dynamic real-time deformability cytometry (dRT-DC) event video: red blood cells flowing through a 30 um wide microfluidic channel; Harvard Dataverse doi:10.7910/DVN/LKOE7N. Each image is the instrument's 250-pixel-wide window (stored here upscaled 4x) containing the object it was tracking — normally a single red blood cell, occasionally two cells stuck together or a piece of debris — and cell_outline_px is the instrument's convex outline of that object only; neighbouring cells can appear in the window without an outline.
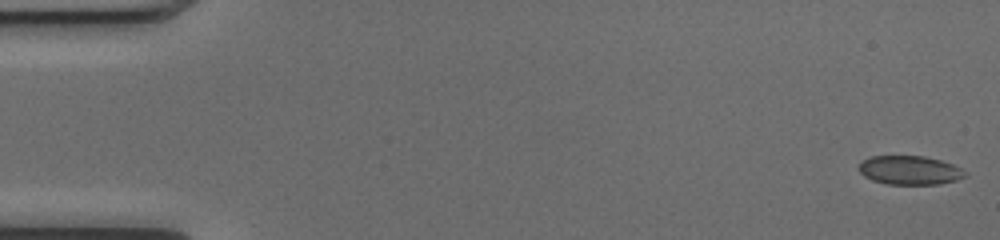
{"species": "common noctule bat (a hibernating species)", "species_latin": "Nyctalus noctula", "temperature_condition": "cold", "stored_images_in_passage": 46, "camera_frame_rate_fps": 3000, "um_per_image_px": 0.085, "animal": {"sex": "female", "body_mass_g": 17.0, "forearm_length_mm": 48.0}, "frame": {"image": 1, "passage_image": 1, "time_ms": 0.0, "image_size_px": [1000, 240], "cell_outline_px": [[968, 176], [956, 180], [940, 184], [888, 184], [872, 180], [864, 176], [860, 172], [860, 164], [868, 156], [924, 156], [940, 160], [952, 164], [968, 172]], "centroid_in_image_um": [77.36, 14.47], "position_along_channel_um": 7.6, "area_um2": 17.86}}
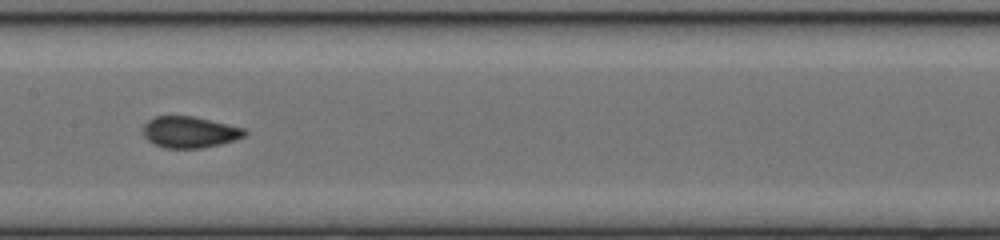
{"frame": {"image": 2, "passage_image": 26, "time_ms": 8.333, "image_size_px": [1000, 240], "cell_outline_px": [[248, 132], [244, 136], [236, 140], [220, 144], [200, 148], [164, 148], [152, 144], [144, 136], [144, 124], [152, 116], [192, 116], [244, 128]], "centroid_in_image_um": [16.1, 11.23], "position_along_channel_um": 191.3, "area_um2": 18.55}}
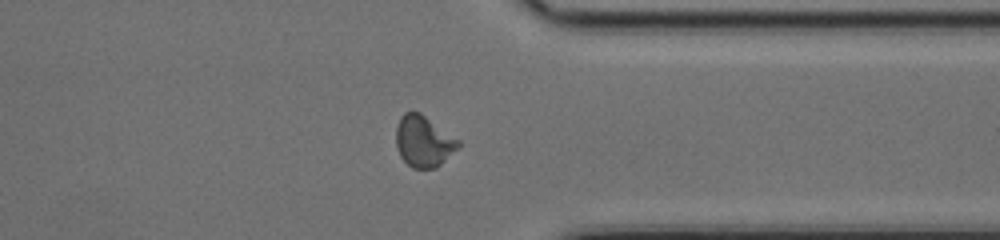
{"frame": {"image": 3, "passage_image": 40, "time_ms": 13.0, "image_size_px": [1000, 240], "cell_outline_px": [[460, 148], [436, 168], [412, 168], [400, 156], [396, 148], [396, 128], [400, 116], [404, 112], [420, 112], [460, 140]], "centroid_in_image_um": [36.02, 12.01], "position_along_channel_um": 375.4, "area_um2": 18.79}, "authors_computed_cell_mechanics": {"area_um2": 18.3226, "velocity_mm_per_s": 4.0516, "shape_relaxation_time_tau1_ms": null, "shape_relaxation_time_tau2_ms": 0.9802, "deformation_change_tau1": null, "deformation_change_tau2": 0.0504}}